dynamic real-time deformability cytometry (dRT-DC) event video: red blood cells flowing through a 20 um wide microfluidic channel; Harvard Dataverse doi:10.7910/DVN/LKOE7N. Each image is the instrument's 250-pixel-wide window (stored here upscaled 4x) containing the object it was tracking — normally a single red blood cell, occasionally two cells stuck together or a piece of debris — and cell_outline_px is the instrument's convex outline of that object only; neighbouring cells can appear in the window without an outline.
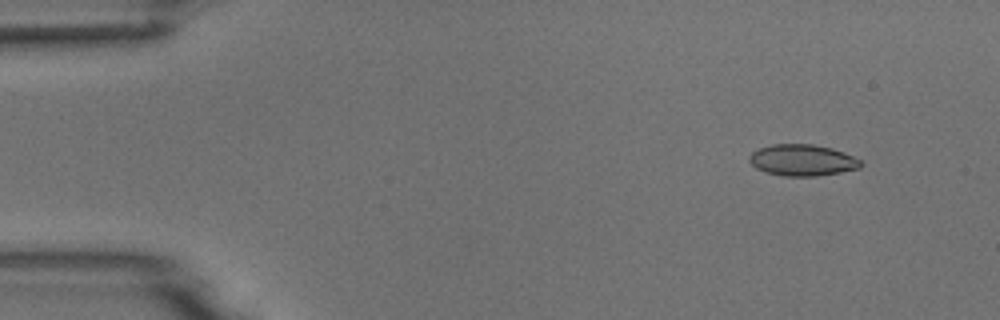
{"species": "common noctule bat (a hibernating species)", "species_latin": "Nyctalus noctula", "temperature_condition": "room temperature", "stored_images_in_passage": 4, "camera_frame_rate_fps": 3000, "um_per_image_px": 0.085, "animal": {"sex": "male", "body_mass_g": 18.8}, "frame": {"image": 1, "passage_image": 2, "time_ms": 1.0, "image_size_px": [1000, 320], "cell_outline_px": [[864, 164], [860, 168], [840, 172], [816, 176], [784, 176], [764, 172], [756, 168], [748, 160], [748, 156], [752, 152], [760, 148], [772, 144], [812, 144], [832, 148], [844, 152], [860, 160]], "centroid_in_image_um": [68.19, 13.61], "position_along_channel_um": 16.8, "area_um2": 20.46}}
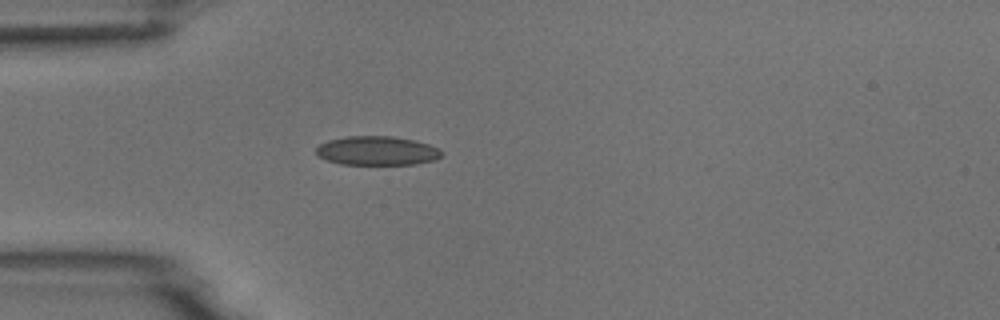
{"frame": {"image": 2, "passage_image": 4, "time_ms": 4.333, "image_size_px": [1000, 320], "cell_outline_px": [[444, 156], [436, 160], [412, 164], [340, 164], [328, 160], [320, 156], [316, 152], [316, 148], [320, 144], [328, 140], [348, 136], [392, 136], [416, 140], [440, 148], [444, 152]], "centroid_in_image_um": [32.12, 12.81], "position_along_channel_um": 52.9, "area_um2": 21.33}}